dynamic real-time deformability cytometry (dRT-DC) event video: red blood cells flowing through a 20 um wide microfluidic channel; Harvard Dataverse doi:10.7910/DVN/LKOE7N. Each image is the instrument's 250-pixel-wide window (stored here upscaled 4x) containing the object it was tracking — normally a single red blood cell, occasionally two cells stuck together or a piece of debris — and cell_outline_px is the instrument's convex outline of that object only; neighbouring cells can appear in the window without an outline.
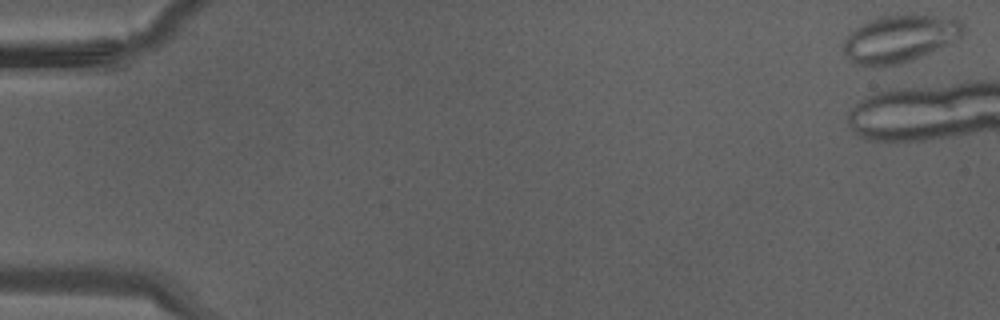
{"species": "Egyptian fruit bat (a non-hibernating species)", "species_latin": "Rousettus aegyptiacus", "temperature_condition": "warm", "stored_images_in_passage": 3, "camera_frame_rate_fps": 3000, "um_per_image_px": 0.085, "animal": {"sex": "male"}, "frame": {"image": 1, "passage_image": 1, "time_ms": 0.0, "image_size_px": [1000, 320], "cell_outline_px": [[964, 28], [960, 36], [948, 44], [912, 60], [900, 64], [876, 68], [872, 68], [856, 64], [844, 52], [844, 40], [856, 28], [880, 16], [912, 12], [960, 20]], "centroid_in_image_um": [76.48, 3.28], "position_along_channel_um": 8.5, "area_um2": 33.12}}